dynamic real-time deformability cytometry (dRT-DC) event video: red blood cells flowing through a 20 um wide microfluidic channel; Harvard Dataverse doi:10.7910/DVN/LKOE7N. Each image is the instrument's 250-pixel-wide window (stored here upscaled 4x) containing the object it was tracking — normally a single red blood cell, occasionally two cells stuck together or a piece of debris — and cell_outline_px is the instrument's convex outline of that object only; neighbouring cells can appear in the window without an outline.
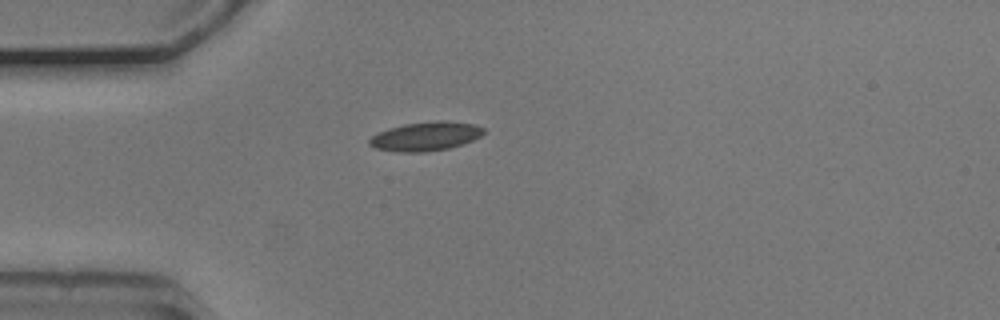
{"species": "common noctule bat (a hibernating species)", "species_latin": "Nyctalus noctula", "temperature_condition": "cold", "stored_images_in_passage": 41, "camera_frame_rate_fps": 3000, "um_per_image_px": 0.085, "animal": {"sex": "male", "body_mass_g": 20.5, "forearm_length_mm": 52.5}, "frame": {"image": 1, "passage_image": 1, "time_ms": 0.0, "image_size_px": [1000, 320], "cell_outline_px": [[484, 132], [480, 136], [472, 140], [448, 148], [424, 152], [396, 152], [376, 148], [368, 144], [368, 140], [372, 136], [388, 128], [404, 124], [436, 120], [448, 120], [476, 124], [484, 128]], "centroid_in_image_um": [36.18, 11.57], "position_along_channel_um": 48.8, "area_um2": 19.31}}
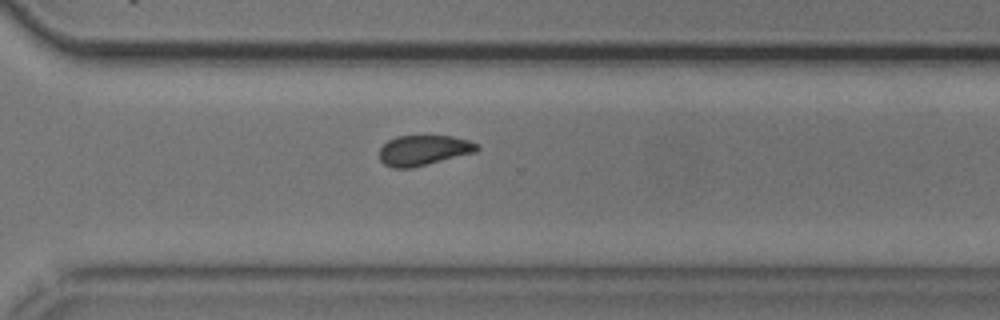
{"frame": {"image": 2, "passage_image": 25, "time_ms": 8.0, "image_size_px": [1000, 320], "cell_outline_px": [[480, 148], [476, 152], [412, 168], [392, 168], [384, 164], [380, 160], [380, 148], [388, 140], [396, 136], [452, 136], [468, 140], [480, 144]], "centroid_in_image_um": [36.02, 12.77], "position_along_channel_um": 334.6, "area_um2": 17.28}}
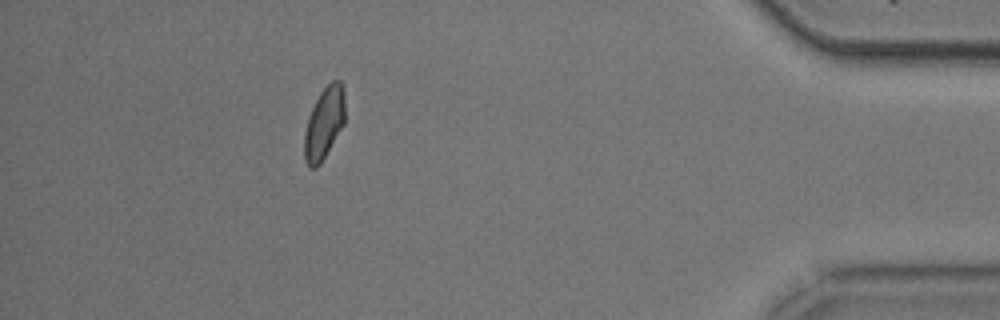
{"frame": {"image": 3, "passage_image": 35, "time_ms": 11.333, "image_size_px": [1000, 320], "cell_outline_px": [[344, 124], [320, 164], [316, 168], [308, 168], [304, 160], [304, 132], [308, 116], [320, 92], [332, 80], [340, 80], [344, 92]], "centroid_in_image_um": [27.53, 10.5], "position_along_channel_um": 407.7, "area_um2": 17.05}, "authors_computed_cell_mechanics": {"area_um2": 17.8024, "velocity_mm_per_s": 3.7263, "shape_relaxation_time_tau1_ms": 5.9451, "shape_relaxation_time_tau2_ms": 4.8342, "deformation_change_tau1": 0.0906, "deformation_change_tau2": 0.1024}}